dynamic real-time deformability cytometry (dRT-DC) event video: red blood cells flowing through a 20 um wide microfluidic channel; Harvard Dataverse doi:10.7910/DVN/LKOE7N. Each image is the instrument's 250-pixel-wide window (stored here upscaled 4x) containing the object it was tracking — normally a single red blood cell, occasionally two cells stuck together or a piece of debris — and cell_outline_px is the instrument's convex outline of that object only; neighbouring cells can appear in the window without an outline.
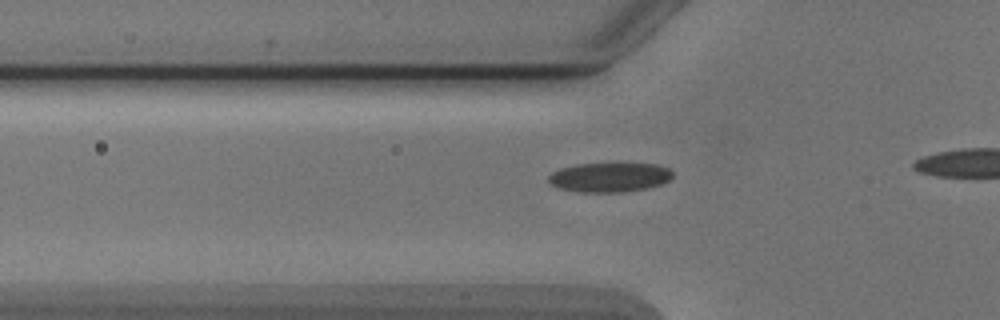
{"species": "Egyptian fruit bat (a non-hibernating species)", "species_latin": "Rousettus aegyptiacus", "temperature_condition": "cold", "stored_images_in_passage": 16, "camera_frame_rate_fps": 3000, "um_per_image_px": 0.085, "animal": {"sex": "male"}, "frame": {"image": 1, "passage_image": 10, "time_ms": 3.0, "image_size_px": [1000, 320], "cell_outline_px": [[672, 176], [664, 184], [648, 188], [624, 192], [580, 192], [556, 188], [548, 184], [548, 176], [552, 172], [560, 168], [576, 164], [656, 164], [668, 168], [672, 172]], "centroid_in_image_um": [51.77, 15.08], "position_along_channel_um": 74.0, "area_um2": 21.44}}
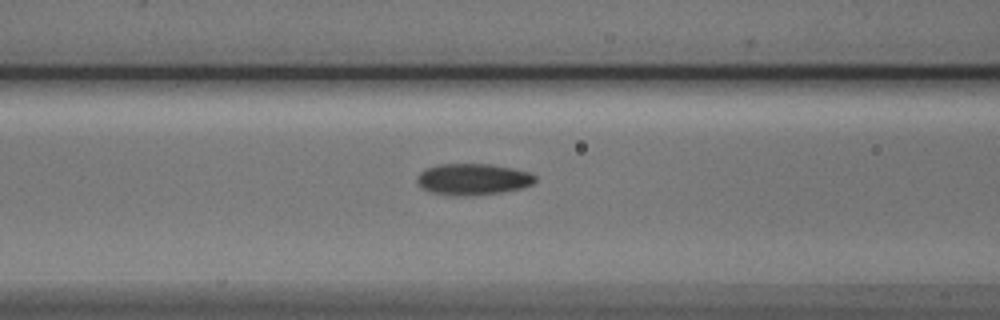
{"frame": {"image": 2, "passage_image": 14, "time_ms": 4.333, "image_size_px": [1000, 320], "cell_outline_px": [[536, 180], [532, 184], [520, 188], [500, 192], [476, 196], [452, 196], [428, 192], [416, 180], [416, 176], [424, 168], [436, 164], [488, 164], [512, 168], [528, 172], [536, 176]], "centroid_in_image_um": [40.15, 15.24], "position_along_channel_um": 126.5, "area_um2": 21.79}}